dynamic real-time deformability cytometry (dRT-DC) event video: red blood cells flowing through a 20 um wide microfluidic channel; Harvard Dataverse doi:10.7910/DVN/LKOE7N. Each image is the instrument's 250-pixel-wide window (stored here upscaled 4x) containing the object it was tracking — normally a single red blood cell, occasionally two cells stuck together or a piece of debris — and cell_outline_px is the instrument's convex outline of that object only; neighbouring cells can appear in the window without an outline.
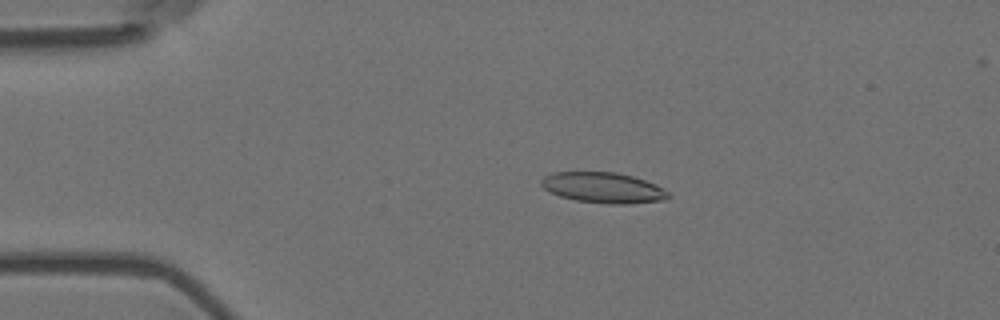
{"species": "Egyptian fruit bat (a non-hibernating species)", "species_latin": "Rousettus aegyptiacus", "temperature_condition": "room temperature", "stored_images_in_passage": 57, "camera_frame_rate_fps": 3000, "um_per_image_px": 0.085, "animal": {"sex": "female"}, "frame": {"image": 1, "passage_image": 12, "time_ms": 3.667, "image_size_px": [1000, 320], "cell_outline_px": [[672, 196], [664, 200], [628, 204], [608, 204], [576, 200], [560, 196], [544, 188], [540, 184], [540, 180], [544, 176], [552, 172], [616, 172], [632, 176], [656, 184], [668, 192]], "centroid_in_image_um": [51.28, 15.95], "position_along_channel_um": 33.7, "area_um2": 22.66}}
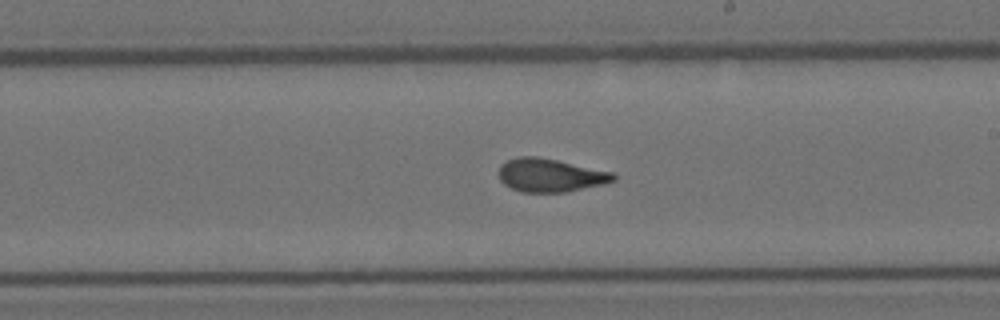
{"frame": {"image": 2, "passage_image": 33, "time_ms": 10.667, "image_size_px": [1000, 320], "cell_outline_px": [[616, 180], [604, 184], [564, 192], [520, 192], [504, 184], [500, 180], [500, 164], [508, 160], [520, 156], [536, 156], [556, 160], [612, 172], [616, 176]], "centroid_in_image_um": [46.77, 14.9], "position_along_channel_um": 242.2, "area_um2": 22.02}}
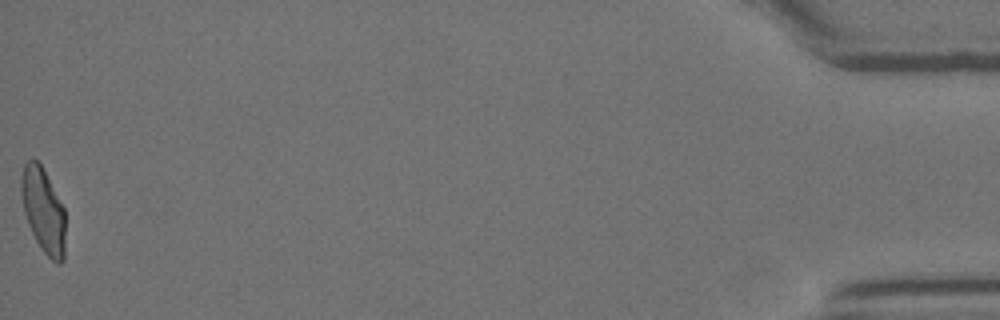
{"frame": {"image": 3, "passage_image": 57, "time_ms": 18.667, "image_size_px": [1000, 320], "cell_outline_px": [[64, 260], [60, 264], [56, 264], [44, 252], [36, 240], [28, 224], [24, 212], [20, 192], [20, 176], [24, 164], [32, 156], [40, 164], [64, 208]], "centroid_in_image_um": [3.65, 17.87], "position_along_channel_um": 431.6, "area_um2": 21.68}, "authors_computed_cell_mechanics": {"area_um2": 22.1952, "velocity_mm_per_s": 3.5935, "shape_relaxation_time_tau1_ms": null, "shape_relaxation_time_tau2_ms": 1.3834, "deformation_change_tau1": null, "deformation_change_tau2": 0.0925}}